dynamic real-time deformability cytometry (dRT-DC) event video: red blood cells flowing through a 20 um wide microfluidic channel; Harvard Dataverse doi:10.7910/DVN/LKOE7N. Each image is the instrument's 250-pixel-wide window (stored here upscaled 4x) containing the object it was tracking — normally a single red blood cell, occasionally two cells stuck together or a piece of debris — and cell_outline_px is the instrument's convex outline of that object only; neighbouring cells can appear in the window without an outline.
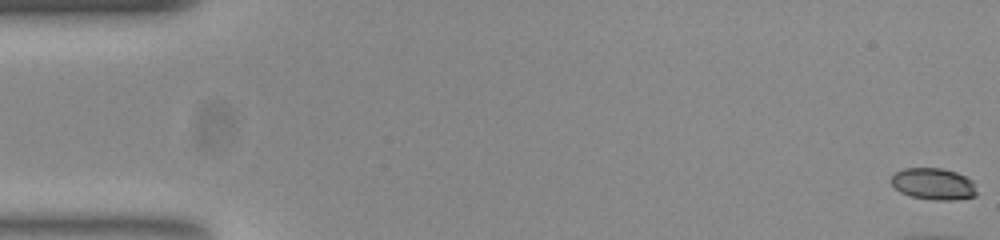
{"species": "common noctule bat (a hibernating species)", "species_latin": "Nyctalus noctula", "temperature_condition": "room temperature", "stored_images_in_passage": 13, "camera_frame_rate_fps": 3000, "um_per_image_px": 0.085, "animal": {"sex": "female", "body_mass_g": 23.0, "forearm_length_mm": 53.4}, "frame": {"image": 1, "passage_image": 1, "time_ms": 0.0, "image_size_px": [1000, 240], "cell_outline_px": [[976, 196], [956, 200], [932, 200], [912, 196], [900, 192], [892, 184], [892, 176], [896, 172], [904, 168], [940, 168], [956, 172], [972, 180], [976, 192]], "centroid_in_image_um": [79.35, 15.64], "position_along_channel_um": 5.6, "area_um2": 15.66}}